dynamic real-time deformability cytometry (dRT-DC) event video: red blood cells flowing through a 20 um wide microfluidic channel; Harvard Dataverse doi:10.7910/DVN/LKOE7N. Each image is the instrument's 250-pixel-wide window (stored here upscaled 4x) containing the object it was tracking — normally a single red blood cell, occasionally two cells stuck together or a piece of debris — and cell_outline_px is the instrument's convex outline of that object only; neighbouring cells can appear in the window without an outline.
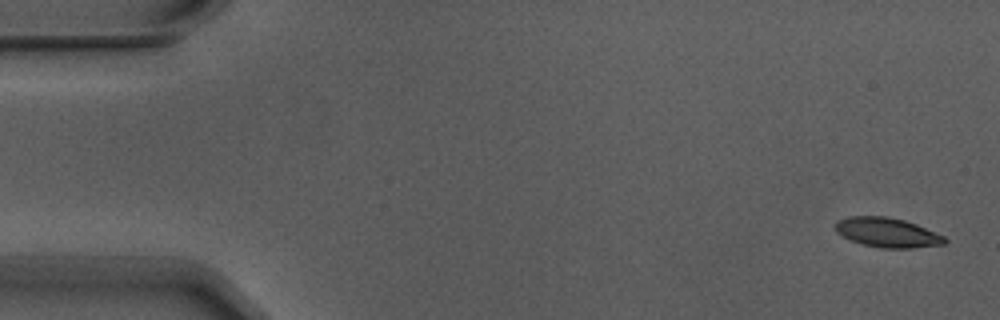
{"species": "Egyptian fruit bat (a non-hibernating species)", "species_latin": "Rousettus aegyptiacus", "temperature_condition": "warm", "stored_images_in_passage": 6, "camera_frame_rate_fps": 3000, "um_per_image_px": 0.085, "animal": {"sex": "male"}, "frame": {"image": 1, "passage_image": 1, "time_ms": 0.0, "image_size_px": [1000, 320], "cell_outline_px": [[948, 240], [944, 244], [912, 248], [880, 248], [864, 244], [852, 240], [836, 232], [836, 220], [848, 216], [888, 216], [904, 220], [916, 224], [944, 236]], "centroid_in_image_um": [75.42, 19.75], "position_along_channel_um": 9.6, "area_um2": 18.73}}
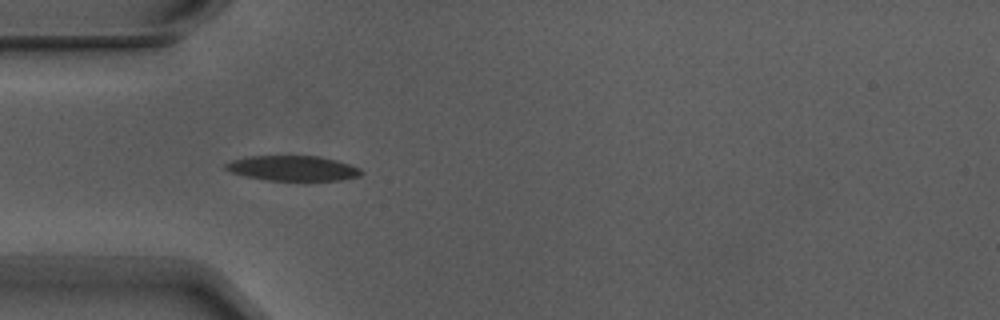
{"frame": {"image": 2, "passage_image": 5, "time_ms": 1.333, "image_size_px": [1000, 320], "cell_outline_px": [[364, 172], [360, 176], [340, 180], [268, 180], [244, 176], [232, 172], [224, 168], [224, 164], [232, 160], [244, 156], [320, 156], [336, 160], [360, 168]], "centroid_in_image_um": [24.87, 14.29], "position_along_channel_um": 60.1, "area_um2": 19.83}}